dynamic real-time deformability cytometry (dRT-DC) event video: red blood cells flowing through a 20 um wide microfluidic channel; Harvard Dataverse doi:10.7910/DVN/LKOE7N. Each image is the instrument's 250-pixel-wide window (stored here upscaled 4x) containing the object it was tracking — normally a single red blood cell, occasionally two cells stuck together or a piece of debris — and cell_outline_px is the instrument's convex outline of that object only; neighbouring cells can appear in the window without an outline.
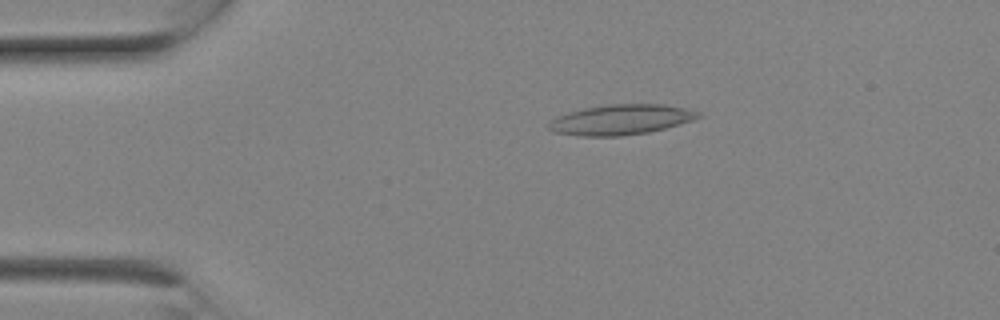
{"species": "Egyptian fruit bat (a non-hibernating species)", "species_latin": "Rousettus aegyptiacus", "temperature_condition": "room temperature", "stored_images_in_passage": 6, "camera_frame_rate_fps": 3000, "um_per_image_px": 0.085, "animal": {"sex": "female"}, "frame": {"image": 1, "passage_image": 4, "time_ms": 1.0, "image_size_px": [1000, 320], "cell_outline_px": [[704, 116], [692, 120], [664, 128], [648, 132], [620, 136], [580, 136], [552, 132], [548, 128], [548, 124], [556, 116], [568, 112], [584, 108], [608, 104], [664, 104], [688, 108], [700, 112]], "centroid_in_image_um": [52.78, 10.16], "position_along_channel_um": 32.2, "area_um2": 26.41}}